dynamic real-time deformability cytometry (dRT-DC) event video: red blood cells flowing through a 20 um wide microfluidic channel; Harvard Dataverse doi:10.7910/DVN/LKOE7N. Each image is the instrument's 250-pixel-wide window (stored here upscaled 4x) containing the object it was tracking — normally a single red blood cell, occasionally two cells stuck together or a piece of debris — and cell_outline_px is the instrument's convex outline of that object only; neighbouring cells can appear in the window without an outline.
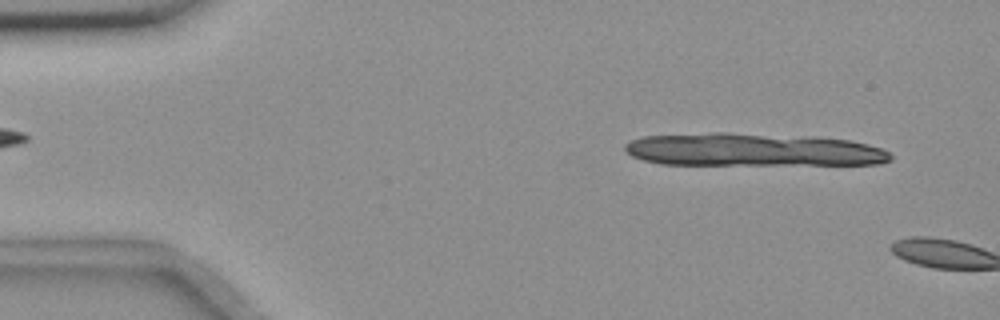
{"species": "common noctule bat (a hibernating species)", "species_latin": "Nyctalus noctula", "temperature_condition": "room temperature", "stored_images_in_passage": 2, "camera_frame_rate_fps": 3000, "um_per_image_px": 0.085, "animal": {"sex": "female", "body_mass_g": 18.4}, "frame": {"image": 1, "passage_image": 1, "time_ms": 0.0, "image_size_px": [1000, 320], "cell_outline_px": [[884, 160], [856, 164], [828, 164], [660, 160], [844, 144], [856, 144], [872, 148]], "centroid_in_image_um": [68.1, 13.24], "position_along_channel_um": 16.9, "area_um2": 17.8}}